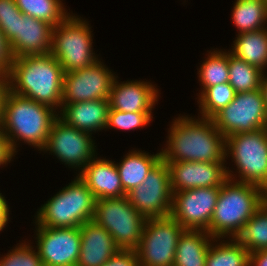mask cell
<instances>
[{"label": "cell", "mask_w": 267, "mask_h": 266, "mask_svg": "<svg viewBox=\"0 0 267 266\" xmlns=\"http://www.w3.org/2000/svg\"><path fill=\"white\" fill-rule=\"evenodd\" d=\"M170 125L164 162H226V138L213 119L178 116Z\"/></svg>", "instance_id": "obj_1"}, {"label": "cell", "mask_w": 267, "mask_h": 266, "mask_svg": "<svg viewBox=\"0 0 267 266\" xmlns=\"http://www.w3.org/2000/svg\"><path fill=\"white\" fill-rule=\"evenodd\" d=\"M63 78V67L51 53L16 57L8 74V89L56 110L61 109Z\"/></svg>", "instance_id": "obj_2"}, {"label": "cell", "mask_w": 267, "mask_h": 266, "mask_svg": "<svg viewBox=\"0 0 267 266\" xmlns=\"http://www.w3.org/2000/svg\"><path fill=\"white\" fill-rule=\"evenodd\" d=\"M55 111L47 105L8 89L0 113V128L6 134L13 152H17V140L24 141L42 151L51 126L59 115Z\"/></svg>", "instance_id": "obj_3"}, {"label": "cell", "mask_w": 267, "mask_h": 266, "mask_svg": "<svg viewBox=\"0 0 267 266\" xmlns=\"http://www.w3.org/2000/svg\"><path fill=\"white\" fill-rule=\"evenodd\" d=\"M226 167L227 180L220 187L210 227L213 238H235L243 226L267 200V192L254 184L235 181ZM233 177V178H232Z\"/></svg>", "instance_id": "obj_4"}, {"label": "cell", "mask_w": 267, "mask_h": 266, "mask_svg": "<svg viewBox=\"0 0 267 266\" xmlns=\"http://www.w3.org/2000/svg\"><path fill=\"white\" fill-rule=\"evenodd\" d=\"M46 202L37 212L36 225L73 228L93 219L96 198L85 182L76 176Z\"/></svg>", "instance_id": "obj_5"}, {"label": "cell", "mask_w": 267, "mask_h": 266, "mask_svg": "<svg viewBox=\"0 0 267 266\" xmlns=\"http://www.w3.org/2000/svg\"><path fill=\"white\" fill-rule=\"evenodd\" d=\"M88 25L86 20L69 14L53 28L50 53L59 61L64 73L92 66L99 60L92 50Z\"/></svg>", "instance_id": "obj_6"}, {"label": "cell", "mask_w": 267, "mask_h": 266, "mask_svg": "<svg viewBox=\"0 0 267 266\" xmlns=\"http://www.w3.org/2000/svg\"><path fill=\"white\" fill-rule=\"evenodd\" d=\"M92 220L111 234L119 249L135 250L147 219L124 196L96 200Z\"/></svg>", "instance_id": "obj_7"}, {"label": "cell", "mask_w": 267, "mask_h": 266, "mask_svg": "<svg viewBox=\"0 0 267 266\" xmlns=\"http://www.w3.org/2000/svg\"><path fill=\"white\" fill-rule=\"evenodd\" d=\"M225 155L236 164L237 182L254 184L267 192V128L226 137Z\"/></svg>", "instance_id": "obj_8"}, {"label": "cell", "mask_w": 267, "mask_h": 266, "mask_svg": "<svg viewBox=\"0 0 267 266\" xmlns=\"http://www.w3.org/2000/svg\"><path fill=\"white\" fill-rule=\"evenodd\" d=\"M184 230L171 216L147 219L135 249L139 266H173L178 239Z\"/></svg>", "instance_id": "obj_9"}, {"label": "cell", "mask_w": 267, "mask_h": 266, "mask_svg": "<svg viewBox=\"0 0 267 266\" xmlns=\"http://www.w3.org/2000/svg\"><path fill=\"white\" fill-rule=\"evenodd\" d=\"M212 119L225 138L266 128L267 109L261 89L236 93L234 100Z\"/></svg>", "instance_id": "obj_10"}, {"label": "cell", "mask_w": 267, "mask_h": 266, "mask_svg": "<svg viewBox=\"0 0 267 266\" xmlns=\"http://www.w3.org/2000/svg\"><path fill=\"white\" fill-rule=\"evenodd\" d=\"M126 197L146 219L170 216L173 193L168 164L161 159Z\"/></svg>", "instance_id": "obj_11"}, {"label": "cell", "mask_w": 267, "mask_h": 266, "mask_svg": "<svg viewBox=\"0 0 267 266\" xmlns=\"http://www.w3.org/2000/svg\"><path fill=\"white\" fill-rule=\"evenodd\" d=\"M92 134L66 124L59 117L53 122L43 151H50L71 168L84 169L95 158ZM81 167V168H80Z\"/></svg>", "instance_id": "obj_12"}, {"label": "cell", "mask_w": 267, "mask_h": 266, "mask_svg": "<svg viewBox=\"0 0 267 266\" xmlns=\"http://www.w3.org/2000/svg\"><path fill=\"white\" fill-rule=\"evenodd\" d=\"M220 187L195 188L173 193L170 216L184 229L210 227Z\"/></svg>", "instance_id": "obj_13"}, {"label": "cell", "mask_w": 267, "mask_h": 266, "mask_svg": "<svg viewBox=\"0 0 267 266\" xmlns=\"http://www.w3.org/2000/svg\"><path fill=\"white\" fill-rule=\"evenodd\" d=\"M114 78L100 60L92 66L64 73L62 104L109 100Z\"/></svg>", "instance_id": "obj_14"}, {"label": "cell", "mask_w": 267, "mask_h": 266, "mask_svg": "<svg viewBox=\"0 0 267 266\" xmlns=\"http://www.w3.org/2000/svg\"><path fill=\"white\" fill-rule=\"evenodd\" d=\"M36 249L43 266H76L81 250L80 227L36 228Z\"/></svg>", "instance_id": "obj_15"}, {"label": "cell", "mask_w": 267, "mask_h": 266, "mask_svg": "<svg viewBox=\"0 0 267 266\" xmlns=\"http://www.w3.org/2000/svg\"><path fill=\"white\" fill-rule=\"evenodd\" d=\"M53 26L22 12L5 28L14 57L51 52Z\"/></svg>", "instance_id": "obj_16"}, {"label": "cell", "mask_w": 267, "mask_h": 266, "mask_svg": "<svg viewBox=\"0 0 267 266\" xmlns=\"http://www.w3.org/2000/svg\"><path fill=\"white\" fill-rule=\"evenodd\" d=\"M170 172L172 193L179 191L221 187L228 179L225 162H166Z\"/></svg>", "instance_id": "obj_17"}, {"label": "cell", "mask_w": 267, "mask_h": 266, "mask_svg": "<svg viewBox=\"0 0 267 266\" xmlns=\"http://www.w3.org/2000/svg\"><path fill=\"white\" fill-rule=\"evenodd\" d=\"M158 91L150 82L133 80L119 83L115 76L109 93L110 109L151 112L158 101Z\"/></svg>", "instance_id": "obj_18"}, {"label": "cell", "mask_w": 267, "mask_h": 266, "mask_svg": "<svg viewBox=\"0 0 267 266\" xmlns=\"http://www.w3.org/2000/svg\"><path fill=\"white\" fill-rule=\"evenodd\" d=\"M81 250L76 266H102L119 248L111 234L93 220L80 226Z\"/></svg>", "instance_id": "obj_19"}, {"label": "cell", "mask_w": 267, "mask_h": 266, "mask_svg": "<svg viewBox=\"0 0 267 266\" xmlns=\"http://www.w3.org/2000/svg\"><path fill=\"white\" fill-rule=\"evenodd\" d=\"M77 175L92 191L96 200L126 196L116 164L111 160L96 157Z\"/></svg>", "instance_id": "obj_20"}, {"label": "cell", "mask_w": 267, "mask_h": 266, "mask_svg": "<svg viewBox=\"0 0 267 266\" xmlns=\"http://www.w3.org/2000/svg\"><path fill=\"white\" fill-rule=\"evenodd\" d=\"M109 110V100L105 99L61 104L58 117L66 124L92 134V131L106 128Z\"/></svg>", "instance_id": "obj_21"}, {"label": "cell", "mask_w": 267, "mask_h": 266, "mask_svg": "<svg viewBox=\"0 0 267 266\" xmlns=\"http://www.w3.org/2000/svg\"><path fill=\"white\" fill-rule=\"evenodd\" d=\"M215 241L218 238L205 230L185 229L178 239L173 266H205L208 248Z\"/></svg>", "instance_id": "obj_22"}, {"label": "cell", "mask_w": 267, "mask_h": 266, "mask_svg": "<svg viewBox=\"0 0 267 266\" xmlns=\"http://www.w3.org/2000/svg\"><path fill=\"white\" fill-rule=\"evenodd\" d=\"M161 159V151L155 155L136 150L127 153L121 163L116 164L124 192L138 187Z\"/></svg>", "instance_id": "obj_23"}, {"label": "cell", "mask_w": 267, "mask_h": 266, "mask_svg": "<svg viewBox=\"0 0 267 266\" xmlns=\"http://www.w3.org/2000/svg\"><path fill=\"white\" fill-rule=\"evenodd\" d=\"M232 50L235 57L246 61L264 73L267 67V27L261 30L238 33Z\"/></svg>", "instance_id": "obj_24"}, {"label": "cell", "mask_w": 267, "mask_h": 266, "mask_svg": "<svg viewBox=\"0 0 267 266\" xmlns=\"http://www.w3.org/2000/svg\"><path fill=\"white\" fill-rule=\"evenodd\" d=\"M232 12V21L239 34L266 28V0H236Z\"/></svg>", "instance_id": "obj_25"}, {"label": "cell", "mask_w": 267, "mask_h": 266, "mask_svg": "<svg viewBox=\"0 0 267 266\" xmlns=\"http://www.w3.org/2000/svg\"><path fill=\"white\" fill-rule=\"evenodd\" d=\"M230 240H222L218 245L211 242L205 266H249L248 250L235 238Z\"/></svg>", "instance_id": "obj_26"}, {"label": "cell", "mask_w": 267, "mask_h": 266, "mask_svg": "<svg viewBox=\"0 0 267 266\" xmlns=\"http://www.w3.org/2000/svg\"><path fill=\"white\" fill-rule=\"evenodd\" d=\"M235 239L249 253L267 248V200L243 226Z\"/></svg>", "instance_id": "obj_27"}, {"label": "cell", "mask_w": 267, "mask_h": 266, "mask_svg": "<svg viewBox=\"0 0 267 266\" xmlns=\"http://www.w3.org/2000/svg\"><path fill=\"white\" fill-rule=\"evenodd\" d=\"M15 4L24 15L44 21L53 27L69 15L61 0H15Z\"/></svg>", "instance_id": "obj_28"}, {"label": "cell", "mask_w": 267, "mask_h": 266, "mask_svg": "<svg viewBox=\"0 0 267 266\" xmlns=\"http://www.w3.org/2000/svg\"><path fill=\"white\" fill-rule=\"evenodd\" d=\"M263 73L229 52V84L236 93L260 89Z\"/></svg>", "instance_id": "obj_29"}, {"label": "cell", "mask_w": 267, "mask_h": 266, "mask_svg": "<svg viewBox=\"0 0 267 266\" xmlns=\"http://www.w3.org/2000/svg\"><path fill=\"white\" fill-rule=\"evenodd\" d=\"M199 68L198 76L202 93L213 85L229 82V51H210Z\"/></svg>", "instance_id": "obj_30"}, {"label": "cell", "mask_w": 267, "mask_h": 266, "mask_svg": "<svg viewBox=\"0 0 267 266\" xmlns=\"http://www.w3.org/2000/svg\"><path fill=\"white\" fill-rule=\"evenodd\" d=\"M234 88L227 83L213 85L199 93V108L202 118L212 119L218 112L226 107L235 97Z\"/></svg>", "instance_id": "obj_31"}, {"label": "cell", "mask_w": 267, "mask_h": 266, "mask_svg": "<svg viewBox=\"0 0 267 266\" xmlns=\"http://www.w3.org/2000/svg\"><path fill=\"white\" fill-rule=\"evenodd\" d=\"M152 112H123L110 109L106 128L134 130L147 126L152 120Z\"/></svg>", "instance_id": "obj_32"}, {"label": "cell", "mask_w": 267, "mask_h": 266, "mask_svg": "<svg viewBox=\"0 0 267 266\" xmlns=\"http://www.w3.org/2000/svg\"><path fill=\"white\" fill-rule=\"evenodd\" d=\"M5 256L0 257V266H43L41 258L30 244L19 243Z\"/></svg>", "instance_id": "obj_33"}, {"label": "cell", "mask_w": 267, "mask_h": 266, "mask_svg": "<svg viewBox=\"0 0 267 266\" xmlns=\"http://www.w3.org/2000/svg\"><path fill=\"white\" fill-rule=\"evenodd\" d=\"M14 58L11 44L5 35V28L0 27V70L8 75Z\"/></svg>", "instance_id": "obj_34"}, {"label": "cell", "mask_w": 267, "mask_h": 266, "mask_svg": "<svg viewBox=\"0 0 267 266\" xmlns=\"http://www.w3.org/2000/svg\"><path fill=\"white\" fill-rule=\"evenodd\" d=\"M102 266H139L137 253L135 250L119 249Z\"/></svg>", "instance_id": "obj_35"}, {"label": "cell", "mask_w": 267, "mask_h": 266, "mask_svg": "<svg viewBox=\"0 0 267 266\" xmlns=\"http://www.w3.org/2000/svg\"><path fill=\"white\" fill-rule=\"evenodd\" d=\"M20 13L15 0H0V27L6 28Z\"/></svg>", "instance_id": "obj_36"}, {"label": "cell", "mask_w": 267, "mask_h": 266, "mask_svg": "<svg viewBox=\"0 0 267 266\" xmlns=\"http://www.w3.org/2000/svg\"><path fill=\"white\" fill-rule=\"evenodd\" d=\"M15 156V153L11 149L8 138L4 131L0 128V166L8 164Z\"/></svg>", "instance_id": "obj_37"}, {"label": "cell", "mask_w": 267, "mask_h": 266, "mask_svg": "<svg viewBox=\"0 0 267 266\" xmlns=\"http://www.w3.org/2000/svg\"><path fill=\"white\" fill-rule=\"evenodd\" d=\"M249 266H267V248L250 253Z\"/></svg>", "instance_id": "obj_38"}, {"label": "cell", "mask_w": 267, "mask_h": 266, "mask_svg": "<svg viewBox=\"0 0 267 266\" xmlns=\"http://www.w3.org/2000/svg\"><path fill=\"white\" fill-rule=\"evenodd\" d=\"M9 206L5 197L0 193V231L4 229L9 221Z\"/></svg>", "instance_id": "obj_39"}, {"label": "cell", "mask_w": 267, "mask_h": 266, "mask_svg": "<svg viewBox=\"0 0 267 266\" xmlns=\"http://www.w3.org/2000/svg\"><path fill=\"white\" fill-rule=\"evenodd\" d=\"M8 90V75L0 70V113L2 110L3 99Z\"/></svg>", "instance_id": "obj_40"}, {"label": "cell", "mask_w": 267, "mask_h": 266, "mask_svg": "<svg viewBox=\"0 0 267 266\" xmlns=\"http://www.w3.org/2000/svg\"><path fill=\"white\" fill-rule=\"evenodd\" d=\"M260 89H261V92L263 94L264 101H265V106H266V109H267V76H266V74L264 75V73H263V76H262V79H261Z\"/></svg>", "instance_id": "obj_41"}]
</instances>
